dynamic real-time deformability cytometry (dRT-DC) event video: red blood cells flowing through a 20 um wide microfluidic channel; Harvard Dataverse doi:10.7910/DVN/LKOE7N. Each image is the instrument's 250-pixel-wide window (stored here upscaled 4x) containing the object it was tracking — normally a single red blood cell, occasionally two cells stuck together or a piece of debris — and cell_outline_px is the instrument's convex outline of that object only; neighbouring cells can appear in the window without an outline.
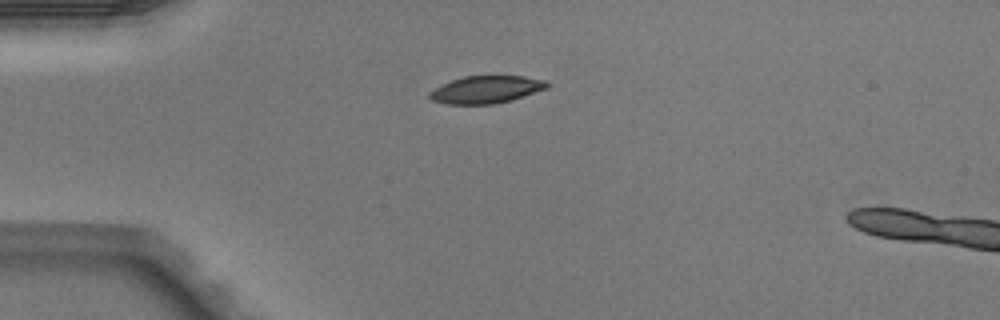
{"species": "Egyptian fruit bat (a non-hibernating species)", "species_latin": "Rousettus aegyptiacus", "temperature_condition": "warm", "stored_images_in_passage": 2, "camera_frame_rate_fps": 3000, "um_per_image_px": 0.085, "animal": {"sex": "male"}, "frame": {"image": 1, "passage_image": 1, "time_ms": 0.0, "image_size_px": [1000, 320], "cell_outline_px": [[552, 84], [548, 88], [512, 100], [496, 104], [444, 104], [432, 100], [428, 96], [428, 92], [452, 80], [464, 76], [524, 76], [548, 80]], "centroid_in_image_um": [41.38, 7.61], "position_along_channel_um": 43.6, "area_um2": 18.96}}